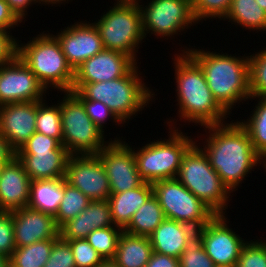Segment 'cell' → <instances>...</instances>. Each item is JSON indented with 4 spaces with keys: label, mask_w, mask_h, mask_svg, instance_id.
Wrapping results in <instances>:
<instances>
[{
    "label": "cell",
    "mask_w": 266,
    "mask_h": 267,
    "mask_svg": "<svg viewBox=\"0 0 266 267\" xmlns=\"http://www.w3.org/2000/svg\"><path fill=\"white\" fill-rule=\"evenodd\" d=\"M224 19H229L245 29L266 31V11L255 0H232Z\"/></svg>",
    "instance_id": "cell-28"
},
{
    "label": "cell",
    "mask_w": 266,
    "mask_h": 267,
    "mask_svg": "<svg viewBox=\"0 0 266 267\" xmlns=\"http://www.w3.org/2000/svg\"><path fill=\"white\" fill-rule=\"evenodd\" d=\"M54 36L59 41L62 52L74 71L85 60L104 49L100 34L94 23L77 22Z\"/></svg>",
    "instance_id": "cell-16"
},
{
    "label": "cell",
    "mask_w": 266,
    "mask_h": 267,
    "mask_svg": "<svg viewBox=\"0 0 266 267\" xmlns=\"http://www.w3.org/2000/svg\"><path fill=\"white\" fill-rule=\"evenodd\" d=\"M4 164H5V163H4L3 161L0 160V173H1V169H2V167H3Z\"/></svg>",
    "instance_id": "cell-54"
},
{
    "label": "cell",
    "mask_w": 266,
    "mask_h": 267,
    "mask_svg": "<svg viewBox=\"0 0 266 267\" xmlns=\"http://www.w3.org/2000/svg\"><path fill=\"white\" fill-rule=\"evenodd\" d=\"M64 197V177L31 180L28 207L55 216Z\"/></svg>",
    "instance_id": "cell-26"
},
{
    "label": "cell",
    "mask_w": 266,
    "mask_h": 267,
    "mask_svg": "<svg viewBox=\"0 0 266 267\" xmlns=\"http://www.w3.org/2000/svg\"><path fill=\"white\" fill-rule=\"evenodd\" d=\"M224 215H215L201 227L203 247L215 265H236L246 243L227 225Z\"/></svg>",
    "instance_id": "cell-15"
},
{
    "label": "cell",
    "mask_w": 266,
    "mask_h": 267,
    "mask_svg": "<svg viewBox=\"0 0 266 267\" xmlns=\"http://www.w3.org/2000/svg\"><path fill=\"white\" fill-rule=\"evenodd\" d=\"M258 5L266 11V0H255Z\"/></svg>",
    "instance_id": "cell-51"
},
{
    "label": "cell",
    "mask_w": 266,
    "mask_h": 267,
    "mask_svg": "<svg viewBox=\"0 0 266 267\" xmlns=\"http://www.w3.org/2000/svg\"><path fill=\"white\" fill-rule=\"evenodd\" d=\"M63 1L66 2V0H38L39 4H41V2L42 3L45 2L43 4H58V3L60 4L63 3Z\"/></svg>",
    "instance_id": "cell-50"
},
{
    "label": "cell",
    "mask_w": 266,
    "mask_h": 267,
    "mask_svg": "<svg viewBox=\"0 0 266 267\" xmlns=\"http://www.w3.org/2000/svg\"><path fill=\"white\" fill-rule=\"evenodd\" d=\"M137 64L123 77L95 83H73L72 92L79 99L106 104L124 124L138 111L150 104L154 93L142 83ZM143 108V109H142Z\"/></svg>",
    "instance_id": "cell-4"
},
{
    "label": "cell",
    "mask_w": 266,
    "mask_h": 267,
    "mask_svg": "<svg viewBox=\"0 0 266 267\" xmlns=\"http://www.w3.org/2000/svg\"><path fill=\"white\" fill-rule=\"evenodd\" d=\"M165 215L157 197L152 194L134 213L124 232L137 236L149 237L163 222Z\"/></svg>",
    "instance_id": "cell-27"
},
{
    "label": "cell",
    "mask_w": 266,
    "mask_h": 267,
    "mask_svg": "<svg viewBox=\"0 0 266 267\" xmlns=\"http://www.w3.org/2000/svg\"><path fill=\"white\" fill-rule=\"evenodd\" d=\"M64 241L70 245L76 267H98L104 261L86 239Z\"/></svg>",
    "instance_id": "cell-37"
},
{
    "label": "cell",
    "mask_w": 266,
    "mask_h": 267,
    "mask_svg": "<svg viewBox=\"0 0 266 267\" xmlns=\"http://www.w3.org/2000/svg\"><path fill=\"white\" fill-rule=\"evenodd\" d=\"M0 267H9V258L0 253Z\"/></svg>",
    "instance_id": "cell-48"
},
{
    "label": "cell",
    "mask_w": 266,
    "mask_h": 267,
    "mask_svg": "<svg viewBox=\"0 0 266 267\" xmlns=\"http://www.w3.org/2000/svg\"><path fill=\"white\" fill-rule=\"evenodd\" d=\"M152 186L166 219L201 228L216 215L177 178L155 181Z\"/></svg>",
    "instance_id": "cell-10"
},
{
    "label": "cell",
    "mask_w": 266,
    "mask_h": 267,
    "mask_svg": "<svg viewBox=\"0 0 266 267\" xmlns=\"http://www.w3.org/2000/svg\"><path fill=\"white\" fill-rule=\"evenodd\" d=\"M45 87L35 74L16 56L0 66V106L16 102L42 101Z\"/></svg>",
    "instance_id": "cell-14"
},
{
    "label": "cell",
    "mask_w": 266,
    "mask_h": 267,
    "mask_svg": "<svg viewBox=\"0 0 266 267\" xmlns=\"http://www.w3.org/2000/svg\"><path fill=\"white\" fill-rule=\"evenodd\" d=\"M153 254L149 237L122 232L113 261L119 267H146Z\"/></svg>",
    "instance_id": "cell-25"
},
{
    "label": "cell",
    "mask_w": 266,
    "mask_h": 267,
    "mask_svg": "<svg viewBox=\"0 0 266 267\" xmlns=\"http://www.w3.org/2000/svg\"><path fill=\"white\" fill-rule=\"evenodd\" d=\"M37 101L0 106V135L18 150L36 132Z\"/></svg>",
    "instance_id": "cell-19"
},
{
    "label": "cell",
    "mask_w": 266,
    "mask_h": 267,
    "mask_svg": "<svg viewBox=\"0 0 266 267\" xmlns=\"http://www.w3.org/2000/svg\"><path fill=\"white\" fill-rule=\"evenodd\" d=\"M98 267H119L113 260H104Z\"/></svg>",
    "instance_id": "cell-49"
},
{
    "label": "cell",
    "mask_w": 266,
    "mask_h": 267,
    "mask_svg": "<svg viewBox=\"0 0 266 267\" xmlns=\"http://www.w3.org/2000/svg\"><path fill=\"white\" fill-rule=\"evenodd\" d=\"M64 178L70 186L79 189L91 201L109 199L110 183L97 154L71 155Z\"/></svg>",
    "instance_id": "cell-12"
},
{
    "label": "cell",
    "mask_w": 266,
    "mask_h": 267,
    "mask_svg": "<svg viewBox=\"0 0 266 267\" xmlns=\"http://www.w3.org/2000/svg\"><path fill=\"white\" fill-rule=\"evenodd\" d=\"M107 174L111 193H121L139 187L144 181L139 177L132 148L115 138L97 153Z\"/></svg>",
    "instance_id": "cell-13"
},
{
    "label": "cell",
    "mask_w": 266,
    "mask_h": 267,
    "mask_svg": "<svg viewBox=\"0 0 266 267\" xmlns=\"http://www.w3.org/2000/svg\"><path fill=\"white\" fill-rule=\"evenodd\" d=\"M215 267H236V265H215Z\"/></svg>",
    "instance_id": "cell-52"
},
{
    "label": "cell",
    "mask_w": 266,
    "mask_h": 267,
    "mask_svg": "<svg viewBox=\"0 0 266 267\" xmlns=\"http://www.w3.org/2000/svg\"><path fill=\"white\" fill-rule=\"evenodd\" d=\"M142 6L139 5L145 38L150 31L159 37H172L189 25L191 27L192 23H198L193 14L192 0H152Z\"/></svg>",
    "instance_id": "cell-11"
},
{
    "label": "cell",
    "mask_w": 266,
    "mask_h": 267,
    "mask_svg": "<svg viewBox=\"0 0 266 267\" xmlns=\"http://www.w3.org/2000/svg\"><path fill=\"white\" fill-rule=\"evenodd\" d=\"M122 232L123 229L116 225L98 228L87 235L86 240L103 260H113L117 250V242Z\"/></svg>",
    "instance_id": "cell-34"
},
{
    "label": "cell",
    "mask_w": 266,
    "mask_h": 267,
    "mask_svg": "<svg viewBox=\"0 0 266 267\" xmlns=\"http://www.w3.org/2000/svg\"><path fill=\"white\" fill-rule=\"evenodd\" d=\"M139 2L115 3L100 20L94 22L104 49L118 51L137 60L136 48L144 38Z\"/></svg>",
    "instance_id": "cell-8"
},
{
    "label": "cell",
    "mask_w": 266,
    "mask_h": 267,
    "mask_svg": "<svg viewBox=\"0 0 266 267\" xmlns=\"http://www.w3.org/2000/svg\"><path fill=\"white\" fill-rule=\"evenodd\" d=\"M15 248L12 211H0V253L9 258Z\"/></svg>",
    "instance_id": "cell-40"
},
{
    "label": "cell",
    "mask_w": 266,
    "mask_h": 267,
    "mask_svg": "<svg viewBox=\"0 0 266 267\" xmlns=\"http://www.w3.org/2000/svg\"><path fill=\"white\" fill-rule=\"evenodd\" d=\"M174 64L180 117L205 127L225 122L230 113L212 95L200 66L186 52Z\"/></svg>",
    "instance_id": "cell-2"
},
{
    "label": "cell",
    "mask_w": 266,
    "mask_h": 267,
    "mask_svg": "<svg viewBox=\"0 0 266 267\" xmlns=\"http://www.w3.org/2000/svg\"><path fill=\"white\" fill-rule=\"evenodd\" d=\"M216 215H224L230 190L210 166L205 152L194 143L184 154L176 177ZM227 202V203H226Z\"/></svg>",
    "instance_id": "cell-6"
},
{
    "label": "cell",
    "mask_w": 266,
    "mask_h": 267,
    "mask_svg": "<svg viewBox=\"0 0 266 267\" xmlns=\"http://www.w3.org/2000/svg\"><path fill=\"white\" fill-rule=\"evenodd\" d=\"M19 42L18 58L35 74L46 90L53 85L60 92L72 91L74 70L68 64L54 35L43 32L27 44L22 45Z\"/></svg>",
    "instance_id": "cell-5"
},
{
    "label": "cell",
    "mask_w": 266,
    "mask_h": 267,
    "mask_svg": "<svg viewBox=\"0 0 266 267\" xmlns=\"http://www.w3.org/2000/svg\"><path fill=\"white\" fill-rule=\"evenodd\" d=\"M256 105L250 119L239 123L248 132L256 153L266 162V98H259Z\"/></svg>",
    "instance_id": "cell-30"
},
{
    "label": "cell",
    "mask_w": 266,
    "mask_h": 267,
    "mask_svg": "<svg viewBox=\"0 0 266 267\" xmlns=\"http://www.w3.org/2000/svg\"><path fill=\"white\" fill-rule=\"evenodd\" d=\"M133 1H136V0H117V3L118 2H133Z\"/></svg>",
    "instance_id": "cell-53"
},
{
    "label": "cell",
    "mask_w": 266,
    "mask_h": 267,
    "mask_svg": "<svg viewBox=\"0 0 266 267\" xmlns=\"http://www.w3.org/2000/svg\"><path fill=\"white\" fill-rule=\"evenodd\" d=\"M136 64V60L129 55L103 49L74 71L73 83H95L121 78Z\"/></svg>",
    "instance_id": "cell-17"
},
{
    "label": "cell",
    "mask_w": 266,
    "mask_h": 267,
    "mask_svg": "<svg viewBox=\"0 0 266 267\" xmlns=\"http://www.w3.org/2000/svg\"><path fill=\"white\" fill-rule=\"evenodd\" d=\"M9 5L10 9L15 13V15L22 21L27 15V9L29 5L34 2L38 3V0H5Z\"/></svg>",
    "instance_id": "cell-47"
},
{
    "label": "cell",
    "mask_w": 266,
    "mask_h": 267,
    "mask_svg": "<svg viewBox=\"0 0 266 267\" xmlns=\"http://www.w3.org/2000/svg\"><path fill=\"white\" fill-rule=\"evenodd\" d=\"M56 240H42L31 245L16 247L9 257V267H44Z\"/></svg>",
    "instance_id": "cell-29"
},
{
    "label": "cell",
    "mask_w": 266,
    "mask_h": 267,
    "mask_svg": "<svg viewBox=\"0 0 266 267\" xmlns=\"http://www.w3.org/2000/svg\"><path fill=\"white\" fill-rule=\"evenodd\" d=\"M232 0H192V10L196 21L207 18H224L228 13Z\"/></svg>",
    "instance_id": "cell-36"
},
{
    "label": "cell",
    "mask_w": 266,
    "mask_h": 267,
    "mask_svg": "<svg viewBox=\"0 0 266 267\" xmlns=\"http://www.w3.org/2000/svg\"><path fill=\"white\" fill-rule=\"evenodd\" d=\"M85 106V110L89 118L95 123V125L104 132L103 127L106 118L114 119L115 123L121 124L122 122L116 117L112 110L104 103L95 100L80 99Z\"/></svg>",
    "instance_id": "cell-41"
},
{
    "label": "cell",
    "mask_w": 266,
    "mask_h": 267,
    "mask_svg": "<svg viewBox=\"0 0 266 267\" xmlns=\"http://www.w3.org/2000/svg\"><path fill=\"white\" fill-rule=\"evenodd\" d=\"M226 124V125H224ZM210 133L201 148L210 166L218 173L223 184L230 190L239 186L254 166L265 161L256 153L246 129L237 122L206 126Z\"/></svg>",
    "instance_id": "cell-1"
},
{
    "label": "cell",
    "mask_w": 266,
    "mask_h": 267,
    "mask_svg": "<svg viewBox=\"0 0 266 267\" xmlns=\"http://www.w3.org/2000/svg\"><path fill=\"white\" fill-rule=\"evenodd\" d=\"M22 21L15 15V13L10 9L9 5L5 0H0V30L10 32V28Z\"/></svg>",
    "instance_id": "cell-44"
},
{
    "label": "cell",
    "mask_w": 266,
    "mask_h": 267,
    "mask_svg": "<svg viewBox=\"0 0 266 267\" xmlns=\"http://www.w3.org/2000/svg\"><path fill=\"white\" fill-rule=\"evenodd\" d=\"M9 31L0 30V66L10 63L17 56V39Z\"/></svg>",
    "instance_id": "cell-43"
},
{
    "label": "cell",
    "mask_w": 266,
    "mask_h": 267,
    "mask_svg": "<svg viewBox=\"0 0 266 267\" xmlns=\"http://www.w3.org/2000/svg\"><path fill=\"white\" fill-rule=\"evenodd\" d=\"M146 267H179V259L153 252Z\"/></svg>",
    "instance_id": "cell-45"
},
{
    "label": "cell",
    "mask_w": 266,
    "mask_h": 267,
    "mask_svg": "<svg viewBox=\"0 0 266 267\" xmlns=\"http://www.w3.org/2000/svg\"><path fill=\"white\" fill-rule=\"evenodd\" d=\"M114 226L108 200H94L75 218L59 228L63 240L86 239L93 230Z\"/></svg>",
    "instance_id": "cell-22"
},
{
    "label": "cell",
    "mask_w": 266,
    "mask_h": 267,
    "mask_svg": "<svg viewBox=\"0 0 266 267\" xmlns=\"http://www.w3.org/2000/svg\"><path fill=\"white\" fill-rule=\"evenodd\" d=\"M179 267H215L203 247L202 231L195 228L187 237L184 251L179 257Z\"/></svg>",
    "instance_id": "cell-32"
},
{
    "label": "cell",
    "mask_w": 266,
    "mask_h": 267,
    "mask_svg": "<svg viewBox=\"0 0 266 267\" xmlns=\"http://www.w3.org/2000/svg\"><path fill=\"white\" fill-rule=\"evenodd\" d=\"M70 156L61 144L56 150L18 151L17 158L22 162L31 180H44L65 177Z\"/></svg>",
    "instance_id": "cell-21"
},
{
    "label": "cell",
    "mask_w": 266,
    "mask_h": 267,
    "mask_svg": "<svg viewBox=\"0 0 266 267\" xmlns=\"http://www.w3.org/2000/svg\"><path fill=\"white\" fill-rule=\"evenodd\" d=\"M91 202L79 189L70 186L64 178V197L61 200L55 221L60 228L67 221L78 216Z\"/></svg>",
    "instance_id": "cell-31"
},
{
    "label": "cell",
    "mask_w": 266,
    "mask_h": 267,
    "mask_svg": "<svg viewBox=\"0 0 266 267\" xmlns=\"http://www.w3.org/2000/svg\"><path fill=\"white\" fill-rule=\"evenodd\" d=\"M44 267H76L74 255L67 241L59 237L53 243L50 257Z\"/></svg>",
    "instance_id": "cell-39"
},
{
    "label": "cell",
    "mask_w": 266,
    "mask_h": 267,
    "mask_svg": "<svg viewBox=\"0 0 266 267\" xmlns=\"http://www.w3.org/2000/svg\"><path fill=\"white\" fill-rule=\"evenodd\" d=\"M174 128H171L170 137L166 141H152L136 152L133 150L139 177L144 182L153 183L177 177L182 158L195 141Z\"/></svg>",
    "instance_id": "cell-7"
},
{
    "label": "cell",
    "mask_w": 266,
    "mask_h": 267,
    "mask_svg": "<svg viewBox=\"0 0 266 267\" xmlns=\"http://www.w3.org/2000/svg\"><path fill=\"white\" fill-rule=\"evenodd\" d=\"M15 247L59 238L55 217L25 206L12 211Z\"/></svg>",
    "instance_id": "cell-18"
},
{
    "label": "cell",
    "mask_w": 266,
    "mask_h": 267,
    "mask_svg": "<svg viewBox=\"0 0 266 267\" xmlns=\"http://www.w3.org/2000/svg\"><path fill=\"white\" fill-rule=\"evenodd\" d=\"M254 54L249 56L250 99L266 98V50Z\"/></svg>",
    "instance_id": "cell-35"
},
{
    "label": "cell",
    "mask_w": 266,
    "mask_h": 267,
    "mask_svg": "<svg viewBox=\"0 0 266 267\" xmlns=\"http://www.w3.org/2000/svg\"><path fill=\"white\" fill-rule=\"evenodd\" d=\"M18 150L5 137L0 135V160L9 163L17 158Z\"/></svg>",
    "instance_id": "cell-46"
},
{
    "label": "cell",
    "mask_w": 266,
    "mask_h": 267,
    "mask_svg": "<svg viewBox=\"0 0 266 267\" xmlns=\"http://www.w3.org/2000/svg\"><path fill=\"white\" fill-rule=\"evenodd\" d=\"M31 179L16 158L5 163L0 173V211L11 212L28 205Z\"/></svg>",
    "instance_id": "cell-20"
},
{
    "label": "cell",
    "mask_w": 266,
    "mask_h": 267,
    "mask_svg": "<svg viewBox=\"0 0 266 267\" xmlns=\"http://www.w3.org/2000/svg\"><path fill=\"white\" fill-rule=\"evenodd\" d=\"M236 267H266V242L246 241Z\"/></svg>",
    "instance_id": "cell-38"
},
{
    "label": "cell",
    "mask_w": 266,
    "mask_h": 267,
    "mask_svg": "<svg viewBox=\"0 0 266 267\" xmlns=\"http://www.w3.org/2000/svg\"><path fill=\"white\" fill-rule=\"evenodd\" d=\"M182 51L186 52L203 70L212 95L228 113H231V108L238 101L251 98L249 56L240 58L203 49Z\"/></svg>",
    "instance_id": "cell-3"
},
{
    "label": "cell",
    "mask_w": 266,
    "mask_h": 267,
    "mask_svg": "<svg viewBox=\"0 0 266 267\" xmlns=\"http://www.w3.org/2000/svg\"><path fill=\"white\" fill-rule=\"evenodd\" d=\"M153 194L152 183L143 182L139 187L121 193H111L108 199L114 225L124 229L134 213Z\"/></svg>",
    "instance_id": "cell-24"
},
{
    "label": "cell",
    "mask_w": 266,
    "mask_h": 267,
    "mask_svg": "<svg viewBox=\"0 0 266 267\" xmlns=\"http://www.w3.org/2000/svg\"><path fill=\"white\" fill-rule=\"evenodd\" d=\"M64 94L63 101L59 102L62 145L71 155L99 153L109 143H105L103 131L89 118L82 101L72 91Z\"/></svg>",
    "instance_id": "cell-9"
},
{
    "label": "cell",
    "mask_w": 266,
    "mask_h": 267,
    "mask_svg": "<svg viewBox=\"0 0 266 267\" xmlns=\"http://www.w3.org/2000/svg\"><path fill=\"white\" fill-rule=\"evenodd\" d=\"M44 101H37L36 132L55 138L62 144L60 104L46 106Z\"/></svg>",
    "instance_id": "cell-33"
},
{
    "label": "cell",
    "mask_w": 266,
    "mask_h": 267,
    "mask_svg": "<svg viewBox=\"0 0 266 267\" xmlns=\"http://www.w3.org/2000/svg\"><path fill=\"white\" fill-rule=\"evenodd\" d=\"M61 143L49 136L35 132L30 138L18 149V151H48L56 150Z\"/></svg>",
    "instance_id": "cell-42"
},
{
    "label": "cell",
    "mask_w": 266,
    "mask_h": 267,
    "mask_svg": "<svg viewBox=\"0 0 266 267\" xmlns=\"http://www.w3.org/2000/svg\"><path fill=\"white\" fill-rule=\"evenodd\" d=\"M194 229L189 224L165 218L149 236L153 252L179 259L185 249L186 239Z\"/></svg>",
    "instance_id": "cell-23"
}]
</instances>
